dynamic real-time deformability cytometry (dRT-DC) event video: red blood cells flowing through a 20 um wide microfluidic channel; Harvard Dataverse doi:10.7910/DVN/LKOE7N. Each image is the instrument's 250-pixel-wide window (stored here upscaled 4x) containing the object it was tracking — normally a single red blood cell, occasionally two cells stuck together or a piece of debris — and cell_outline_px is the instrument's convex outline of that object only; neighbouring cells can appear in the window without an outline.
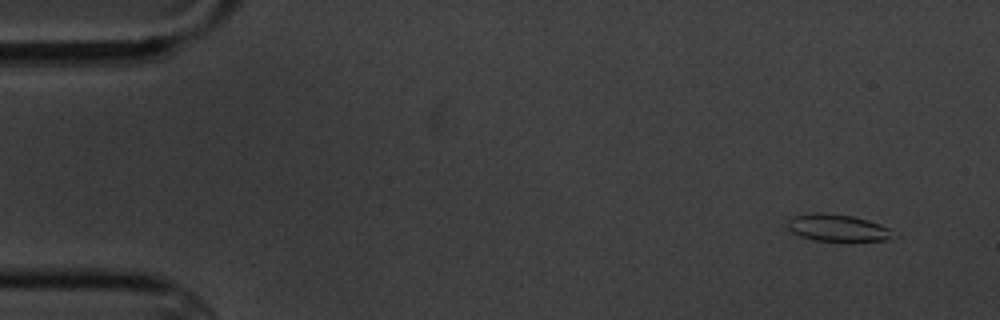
{"species": "common noctule bat (a hibernating species)", "species_latin": "Nyctalus noctula", "temperature_condition": "cold", "stored_images_in_passage": 5, "camera_frame_rate_fps": 3000, "um_per_image_px": 0.085, "animal": {"sex": "male", "body_mass_g": 20.1, "forearm_length_mm": 53.5}, "frame": {"image": 1, "passage_image": 2, "time_ms": 1.0, "image_size_px": [1000, 320], "cell_outline_px": [[900, 236], [892, 240], [848, 244], [812, 240], [800, 236], [792, 232], [788, 228], [788, 220], [792, 216], [816, 212], [820, 212], [852, 216], [868, 220], [880, 224], [900, 232]], "centroid_in_image_um": [71.37, 19.44], "position_along_channel_um": 13.6, "area_um2": 18.03}}